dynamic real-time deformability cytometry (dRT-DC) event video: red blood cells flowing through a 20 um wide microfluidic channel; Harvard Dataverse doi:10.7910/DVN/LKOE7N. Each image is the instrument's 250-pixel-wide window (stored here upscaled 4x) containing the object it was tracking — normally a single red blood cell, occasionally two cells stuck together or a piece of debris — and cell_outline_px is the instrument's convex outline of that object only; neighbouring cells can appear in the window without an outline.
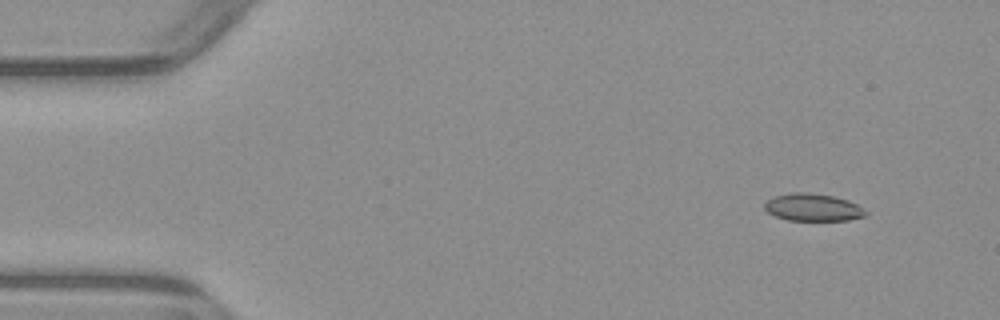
{"species": "common noctule bat (a hibernating species)", "species_latin": "Nyctalus noctula", "temperature_condition": "warm", "stored_images_in_passage": 9, "camera_frame_rate_fps": 3000, "um_per_image_px": 0.085, "animal": {"sex": "male", "body_mass_g": 23.1, "forearm_length_mm": 52.7}, "frame": {"image": 1, "passage_image": 2, "time_ms": 1.333, "image_size_px": [1000, 320], "cell_outline_px": [[868, 216], [848, 220], [788, 220], [776, 216], [768, 212], [764, 208], [764, 204], [772, 196], [792, 192], [808, 192], [832, 196], [848, 200], [856, 204], [868, 212]], "centroid_in_image_um": [69.1, 17.62], "position_along_channel_um": 15.9, "area_um2": 16.18}}
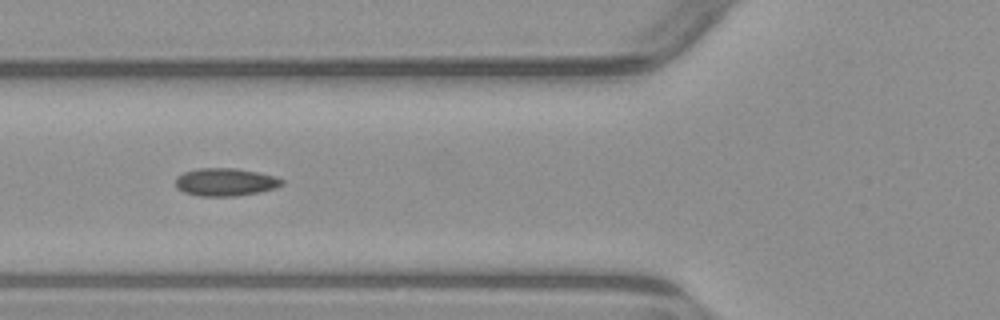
{"frame": {"image": 2, "passage_image": 6, "time_ms": 6.333, "image_size_px": [1000, 320], "cell_outline_px": [[284, 184], [276, 188], [260, 192], [236, 196], [200, 196], [184, 192], [176, 188], [176, 176], [184, 172], [200, 168], [236, 168], [276, 176], [284, 180]], "centroid_in_image_um": [19.17, 15.48], "position_along_channel_um": 106.6, "area_um2": 17.34}}
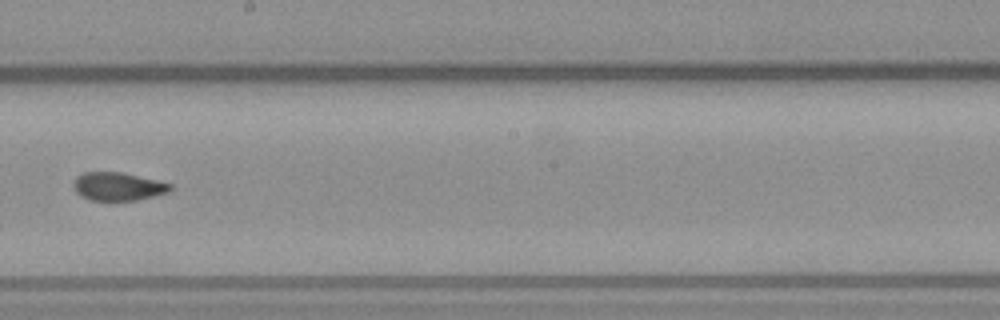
{"frame": {"image": 3, "passage_image": 9, "time_ms": 9.667, "image_size_px": [1000, 320], "cell_outline_px": [[172, 188], [168, 192], [136, 200], [88, 200], [80, 196], [72, 188], [72, 184], [76, 176], [84, 172], [120, 172], [156, 180], [172, 184]], "centroid_in_image_um": [9.96, 15.85], "position_along_channel_um": 238.2, "area_um2": 15.9}}